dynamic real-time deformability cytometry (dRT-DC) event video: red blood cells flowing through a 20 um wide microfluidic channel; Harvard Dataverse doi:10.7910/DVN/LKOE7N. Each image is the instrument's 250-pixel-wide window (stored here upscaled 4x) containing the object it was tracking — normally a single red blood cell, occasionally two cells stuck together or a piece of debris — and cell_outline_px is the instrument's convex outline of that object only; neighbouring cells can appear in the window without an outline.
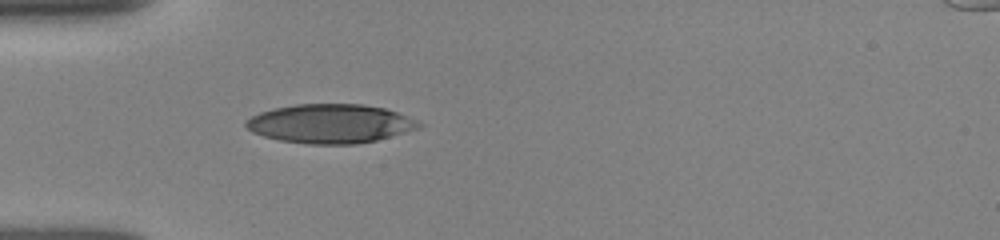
{"species": "human", "species_latin": "Homo sapiens", "temperature_condition": "room temperature", "stored_images_in_passage": 37, "camera_frame_rate_fps": 3000, "um_per_image_px": 0.085, "donor": {"sex": "female"}, "frame": {"image": 1, "passage_image": 1, "time_ms": 0.0, "image_size_px": [1000, 240], "cell_outline_px": [[424, 124], [420, 128], [376, 140], [356, 144], [308, 144], [280, 140], [264, 136], [252, 132], [244, 124], [244, 120], [260, 112], [276, 108], [296, 104], [364, 104], [384, 108], [396, 112], [416, 120]], "centroid_in_image_um": [28.07, 10.51], "position_along_channel_um": 56.9, "area_um2": 39.19}}
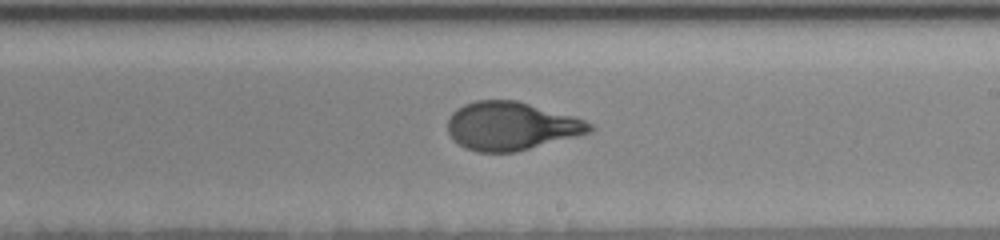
{"frame": {"image": 2, "passage_image": 16, "time_ms": 5.0, "image_size_px": [1000, 240], "cell_outline_px": [[592, 132], [516, 152], [476, 152], [464, 148], [448, 132], [448, 116], [456, 108], [464, 104], [476, 100], [516, 100], [576, 116], [592, 124]], "centroid_in_image_um": [43.45, 10.7], "position_along_channel_um": 245.5, "area_um2": 40.06}}
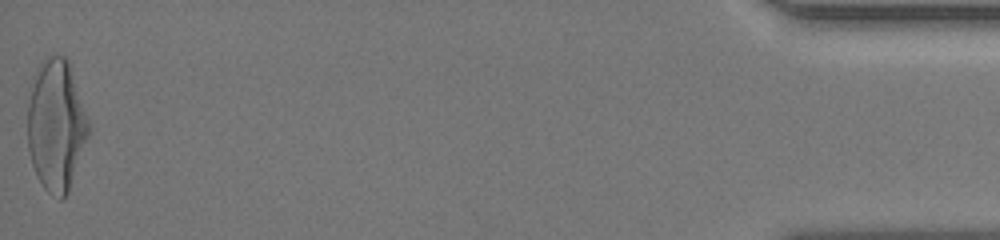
{"frame": {"image": 3, "passage_image": 37, "time_ms": 12.0, "image_size_px": [1000, 240], "cell_outline_px": [[88, 136], [68, 192], [60, 200], [52, 196], [44, 188], [32, 164], [28, 148], [28, 104], [32, 76], [36, 68], [48, 56], [64, 56], [68, 60], [88, 120]], "centroid_in_image_um": [4.75, 10.64], "position_along_channel_um": 430.5, "area_um2": 46.12}, "authors_computed_cell_mechanics": {"area_um2": 40.1132, "velocity_mm_per_s": 3.8994, "shape_relaxation_time_tau1_ms": 3.9099, "shape_relaxation_time_tau2_ms": null, "deformation_change_tau1": 0.2093, "deformation_change_tau2": null}}